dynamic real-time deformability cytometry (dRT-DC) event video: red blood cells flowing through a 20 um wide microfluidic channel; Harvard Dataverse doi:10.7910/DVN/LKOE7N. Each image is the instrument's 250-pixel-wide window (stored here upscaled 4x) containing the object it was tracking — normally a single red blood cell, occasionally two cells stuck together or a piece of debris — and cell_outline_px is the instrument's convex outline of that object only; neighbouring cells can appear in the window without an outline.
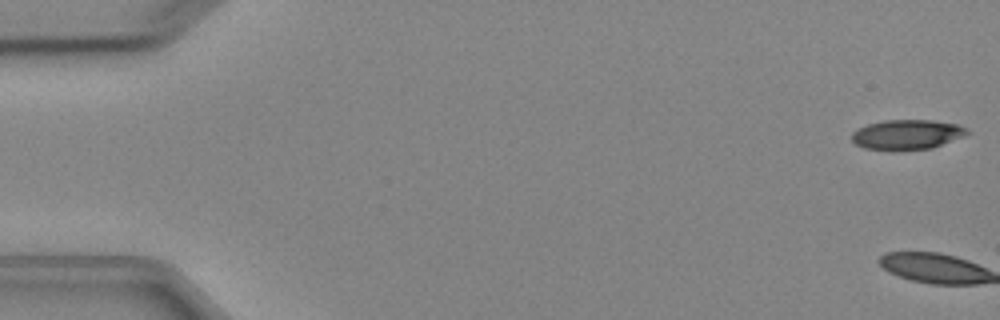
{"species": "Egyptian fruit bat (a non-hibernating species)", "species_latin": "Rousettus aegyptiacus", "temperature_condition": "cold", "stored_images_in_passage": 5, "camera_frame_rate_fps": 3000, "um_per_image_px": 0.085, "animal": {"sex": "female"}, "frame": {"image": 1, "passage_image": 1, "time_ms": 0.0, "image_size_px": [1000, 320], "cell_outline_px": [[972, 132], [964, 136], [932, 148], [896, 152], [892, 152], [864, 148], [856, 144], [852, 140], [852, 132], [856, 128], [868, 124], [884, 120], [932, 120], [956, 124], [968, 128]], "centroid_in_image_um": [77.08, 11.46], "position_along_channel_um": 7.9, "area_um2": 20.63}}